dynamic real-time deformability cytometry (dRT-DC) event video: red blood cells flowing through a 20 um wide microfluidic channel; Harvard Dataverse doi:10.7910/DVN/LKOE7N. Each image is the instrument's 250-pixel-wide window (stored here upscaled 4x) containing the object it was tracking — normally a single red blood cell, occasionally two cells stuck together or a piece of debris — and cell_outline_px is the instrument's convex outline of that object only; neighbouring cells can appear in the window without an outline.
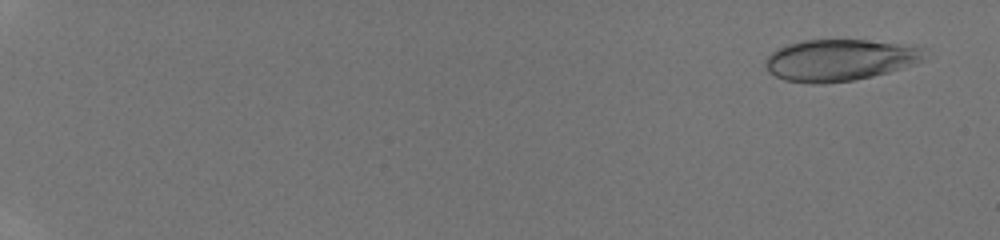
{"species": "human", "species_latin": "Homo sapiens", "temperature_condition": "room temperature", "stored_images_in_passage": 46, "camera_frame_rate_fps": 3000, "um_per_image_px": 0.085, "donor": {"sex": "male"}, "frame": {"image": 1, "passage_image": 3, "time_ms": 0.667, "image_size_px": [1000, 240], "cell_outline_px": [[928, 48], [924, 60], [916, 64], [888, 72], [872, 76], [852, 80], [824, 84], [812, 84], [784, 80], [768, 72], [764, 68], [764, 60], [776, 48], [788, 44], [804, 40], [864, 40]], "centroid_in_image_um": [71.35, 5.11], "position_along_channel_um": 13.7, "area_um2": 38.78}}
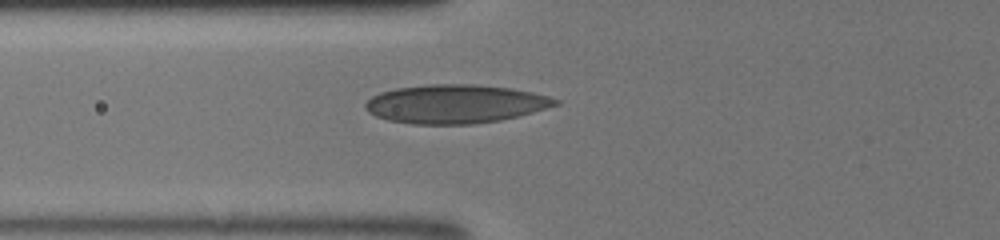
{"frame": {"image": 2, "passage_image": 21, "time_ms": 6.667, "image_size_px": [1000, 240], "cell_outline_px": [[560, 104], [520, 116], [500, 120], [472, 124], [412, 124], [388, 120], [376, 116], [368, 112], [364, 108], [364, 104], [372, 96], [380, 92], [396, 88], [424, 84], [472, 84], [512, 88], [532, 92], [548, 96], [560, 100]], "centroid_in_image_um": [38.7, 8.83], "position_along_channel_um": 87.1, "area_um2": 43.06}}
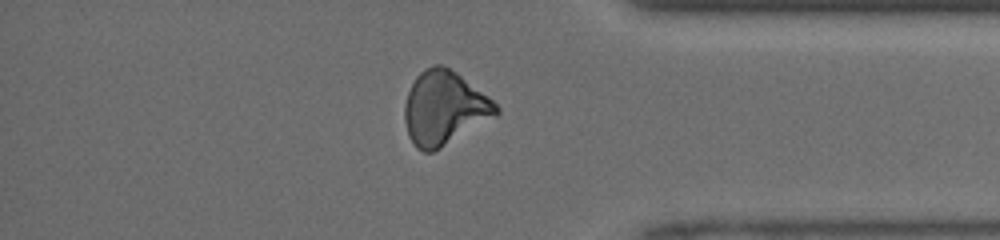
{"frame": {"image": 3, "passage_image": 41, "time_ms": 13.333, "image_size_px": [1000, 240], "cell_outline_px": [[500, 112], [496, 116], [440, 148], [432, 152], [424, 152], [416, 148], [408, 136], [404, 120], [404, 104], [408, 92], [416, 76], [420, 72], [432, 64], [440, 64], [456, 72], [488, 96], [500, 108]], "centroid_in_image_um": [37.74, 9.19], "position_along_channel_um": 397.5, "area_um2": 39.19}}